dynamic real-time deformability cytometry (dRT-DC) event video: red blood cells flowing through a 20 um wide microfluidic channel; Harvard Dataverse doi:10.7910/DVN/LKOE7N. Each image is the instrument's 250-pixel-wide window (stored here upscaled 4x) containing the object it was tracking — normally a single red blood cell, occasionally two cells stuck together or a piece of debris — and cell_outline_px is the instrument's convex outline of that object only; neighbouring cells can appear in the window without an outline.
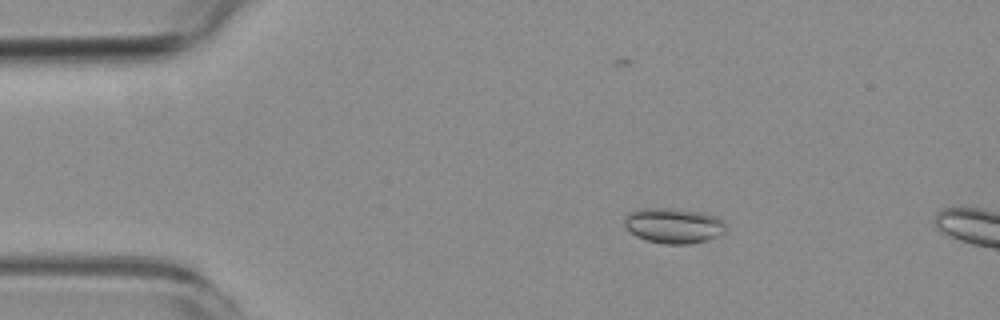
{"species": "common noctule bat (a hibernating species)", "species_latin": "Nyctalus noctula", "temperature_condition": "room temperature", "stored_images_in_passage": 2, "camera_frame_rate_fps": 3000, "um_per_image_px": 0.085, "animal": {"sex": "female", "body_mass_g": 19.3, "forearm_length_mm": 54.1}, "frame": {"image": 1, "passage_image": 1, "time_ms": 0.0, "image_size_px": [1000, 320], "cell_outline_px": [[724, 232], [708, 240], [688, 244], [664, 244], [648, 240], [636, 236], [624, 224], [624, 216], [628, 212], [640, 208], [668, 208], [700, 212], [716, 216], [724, 220]], "centroid_in_image_um": [57.23, 19.17], "position_along_channel_um": 27.8, "area_um2": 20.75}}